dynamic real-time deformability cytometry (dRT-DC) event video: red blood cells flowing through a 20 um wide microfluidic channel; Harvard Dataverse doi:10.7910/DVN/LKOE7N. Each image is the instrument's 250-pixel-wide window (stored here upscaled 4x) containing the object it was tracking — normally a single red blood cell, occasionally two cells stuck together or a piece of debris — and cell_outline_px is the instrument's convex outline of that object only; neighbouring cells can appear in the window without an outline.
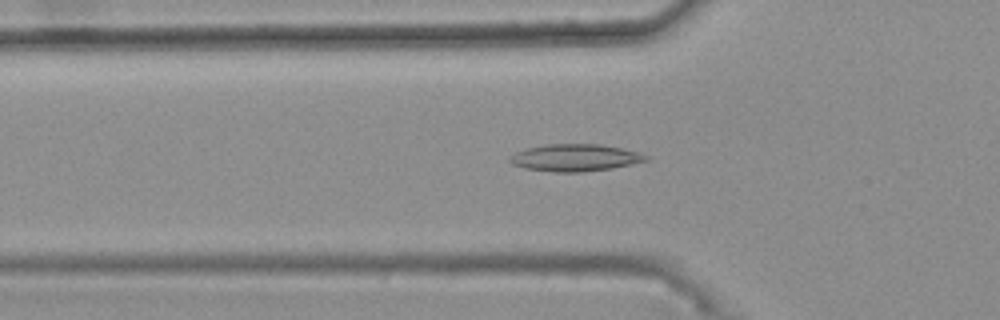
{"species": "common noctule bat (a hibernating species)", "species_latin": "Nyctalus noctula", "temperature_condition": "warm", "stored_images_in_passage": 47, "camera_frame_rate_fps": 3000, "um_per_image_px": 0.085, "animal": {"sex": "female", "body_mass_g": 25.1}, "frame": {"image": 1, "passage_image": 18, "time_ms": 5.667, "image_size_px": [1000, 320], "cell_outline_px": [[652, 160], [612, 168], [584, 172], [552, 172], [524, 168], [512, 164], [508, 160], [516, 152], [528, 148], [548, 144], [600, 144], [640, 152], [648, 156]], "centroid_in_image_um": [48.93, 13.41], "position_along_channel_um": 76.9, "area_um2": 21.56}}
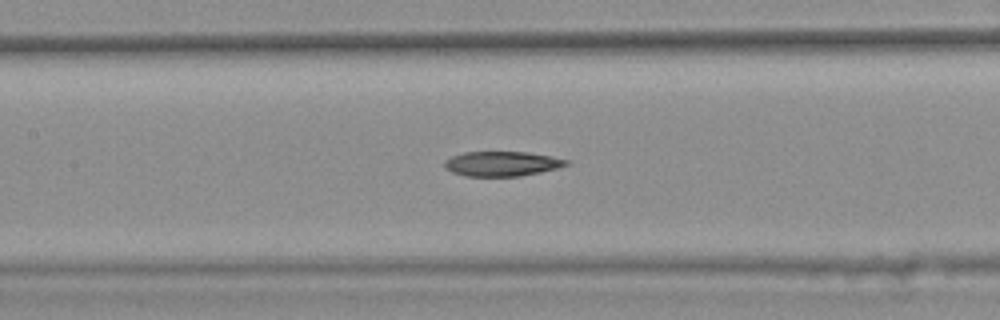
{"frame": {"image": 2, "passage_image": 25, "time_ms": 8.0, "image_size_px": [1000, 320], "cell_outline_px": [[572, 164], [560, 168], [520, 176], [464, 176], [452, 172], [444, 168], [444, 160], [452, 156], [464, 152], [528, 152], [552, 156], [572, 160]], "centroid_in_image_um": [42.73, 13.91], "position_along_channel_um": 164.7, "area_um2": 17.92}}
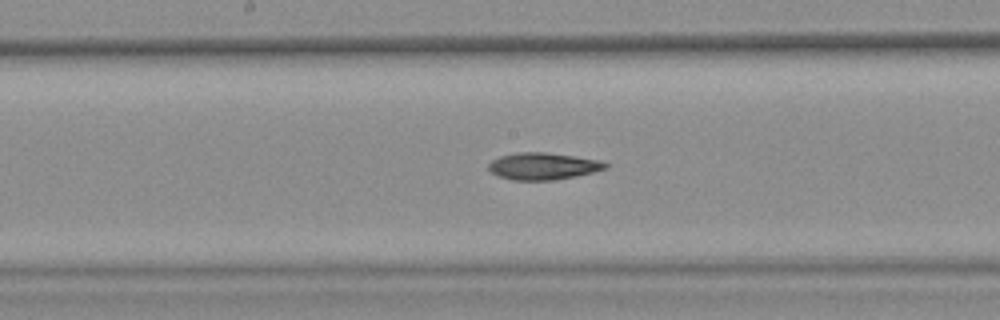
{"frame": {"image": 3, "passage_image": 28, "time_ms": 9.0, "image_size_px": [1000, 320], "cell_outline_px": [[608, 168], [576, 176], [556, 180], [512, 180], [500, 176], [492, 172], [488, 168], [488, 164], [492, 160], [500, 156], [516, 152], [544, 152], [600, 160], [608, 164]], "centroid_in_image_um": [46.15, 14.12], "position_along_channel_um": 202.0, "area_um2": 18.26}}